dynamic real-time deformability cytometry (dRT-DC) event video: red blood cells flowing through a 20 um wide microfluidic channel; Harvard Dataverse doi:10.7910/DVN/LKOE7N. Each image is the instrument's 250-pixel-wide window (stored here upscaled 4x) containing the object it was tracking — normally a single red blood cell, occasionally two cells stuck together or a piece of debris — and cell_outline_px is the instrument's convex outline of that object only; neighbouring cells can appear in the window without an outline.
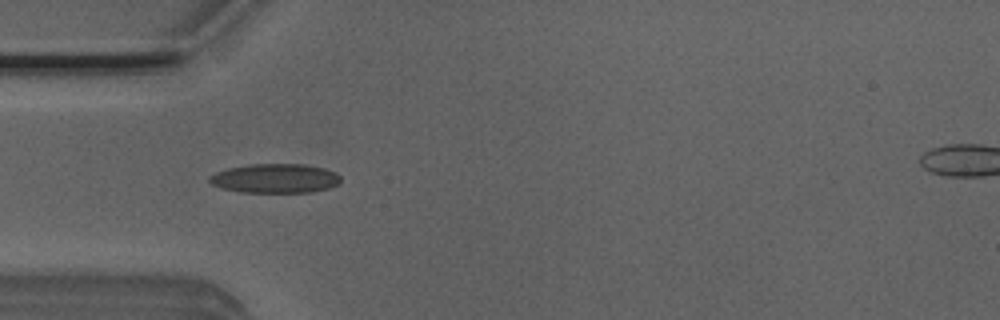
{"species": "Egyptian fruit bat (a non-hibernating species)", "species_latin": "Rousettus aegyptiacus", "temperature_condition": "room temperature", "stored_images_in_passage": 38, "camera_frame_rate_fps": 3000, "um_per_image_px": 0.085, "animal": {"sex": "male"}, "frame": {"image": 1, "passage_image": 1, "time_ms": 0.0, "image_size_px": [1000, 320], "cell_outline_px": [[340, 184], [328, 188], [312, 192], [240, 192], [220, 188], [212, 184], [208, 180], [208, 176], [216, 172], [228, 168], [248, 164], [304, 164], [324, 168], [336, 172], [340, 176]], "centroid_in_image_um": [23.38, 15.16], "position_along_channel_um": 61.6, "area_um2": 22.54}}
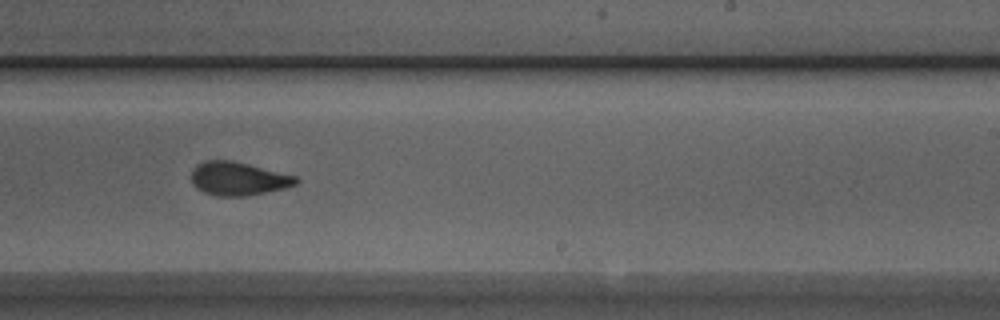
{"frame": {"image": 2, "passage_image": 17, "time_ms": 5.333, "image_size_px": [1000, 320], "cell_outline_px": [[300, 180], [296, 184], [284, 188], [244, 196], [216, 196], [204, 192], [196, 188], [192, 184], [192, 168], [196, 164], [204, 160], [232, 160], [296, 176]], "centroid_in_image_um": [20.2, 15.18], "position_along_channel_um": 268.8, "area_um2": 20.35}}
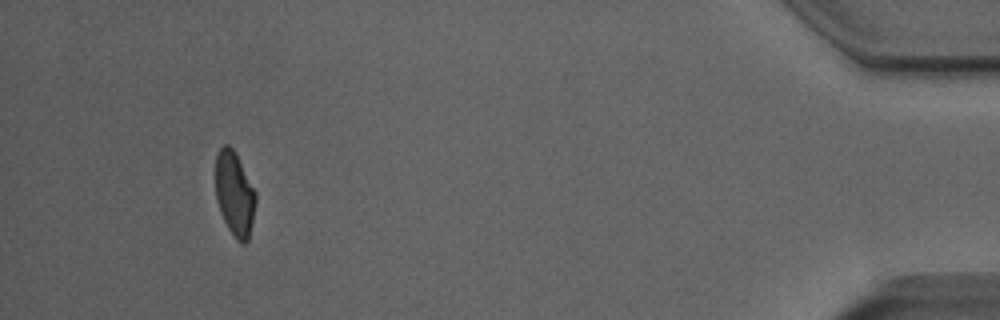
{"frame": {"image": 3, "passage_image": 34, "time_ms": 11.0, "image_size_px": [1000, 320], "cell_outline_px": [[256, 200], [248, 240], [244, 244], [240, 244], [236, 240], [228, 228], [220, 212], [216, 200], [216, 152], [224, 144], [228, 144], [236, 152], [256, 192]], "centroid_in_image_um": [19.93, 16.45], "position_along_channel_um": 415.3, "area_um2": 19.83}, "authors_computed_cell_mechanics": {"area_um2": 20.519, "velocity_mm_per_s": 3.8983, "shape_relaxation_time_tau1_ms": 3.6677, "shape_relaxation_time_tau2_ms": 2.1198, "deformation_change_tau1": 0.1386, "deformation_change_tau2": 0.0735}}